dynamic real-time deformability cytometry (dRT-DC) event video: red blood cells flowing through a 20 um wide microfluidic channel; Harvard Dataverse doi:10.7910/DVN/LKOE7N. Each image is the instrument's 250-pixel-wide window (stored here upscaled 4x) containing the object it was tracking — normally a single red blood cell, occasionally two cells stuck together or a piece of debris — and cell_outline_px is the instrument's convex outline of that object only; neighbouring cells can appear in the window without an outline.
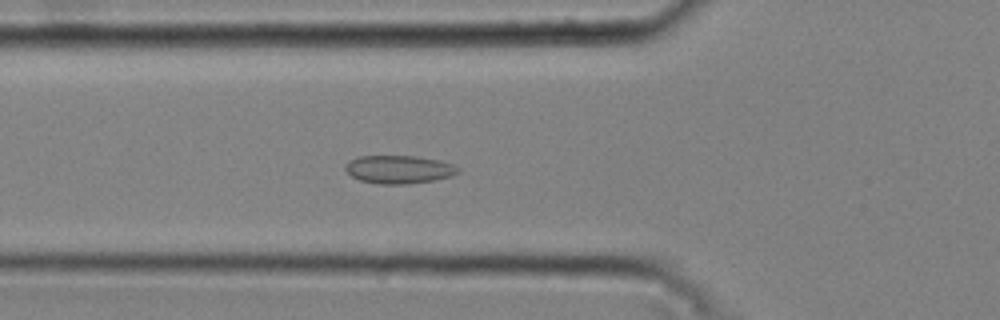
{"species": "common noctule bat (a hibernating species)", "species_latin": "Nyctalus noctula", "temperature_condition": "cold", "stored_images_in_passage": 43, "camera_frame_rate_fps": 3000, "um_per_image_px": 0.085, "animal": {"sex": "male", "body_mass_g": 20.4}, "frame": {"image": 1, "passage_image": 10, "time_ms": 3.0, "image_size_px": [1000, 320], "cell_outline_px": [[460, 172], [452, 176], [432, 180], [408, 184], [376, 184], [360, 180], [352, 176], [344, 168], [348, 160], [360, 156], [420, 156], [440, 160], [452, 164], [460, 168]], "centroid_in_image_um": [33.92, 14.39], "position_along_channel_um": 91.9, "area_um2": 18.61}}
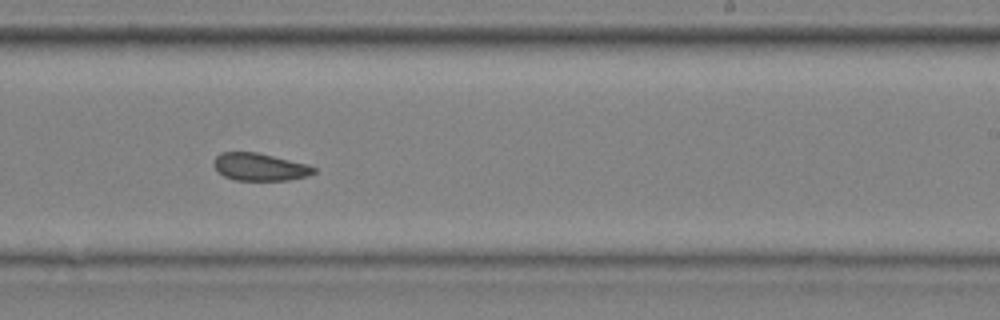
{"frame": {"image": 2, "passage_image": 24, "time_ms": 7.667, "image_size_px": [1000, 320], "cell_outline_px": [[316, 172], [308, 176], [288, 180], [236, 180], [224, 176], [212, 164], [212, 160], [220, 152], [256, 152], [308, 164], [316, 168]], "centroid_in_image_um": [22.08, 14.18], "position_along_channel_um": 266.9, "area_um2": 16.07}}
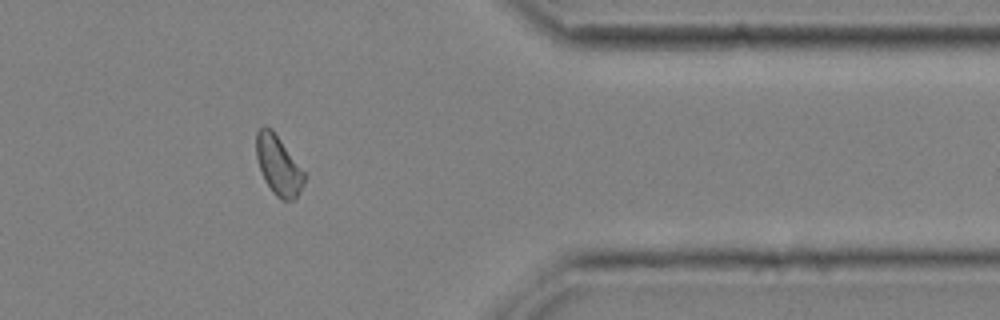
{"frame": {"image": 3, "passage_image": 35, "time_ms": 11.333, "image_size_px": [1000, 320], "cell_outline_px": [[308, 176], [296, 200], [280, 200], [272, 192], [264, 180], [256, 156], [256, 132], [264, 124], [272, 128]], "centroid_in_image_um": [23.69, 14.06], "position_along_channel_um": 387.7, "area_um2": 16.99}, "authors_computed_cell_mechanics": {"area_um2": 16.6464, "velocity_mm_per_s": 3.7484, "shape_relaxation_time_tau1_ms": null, "shape_relaxation_time_tau2_ms": 2.1667, "deformation_change_tau1": null, "deformation_change_tau2": 0.0611}}